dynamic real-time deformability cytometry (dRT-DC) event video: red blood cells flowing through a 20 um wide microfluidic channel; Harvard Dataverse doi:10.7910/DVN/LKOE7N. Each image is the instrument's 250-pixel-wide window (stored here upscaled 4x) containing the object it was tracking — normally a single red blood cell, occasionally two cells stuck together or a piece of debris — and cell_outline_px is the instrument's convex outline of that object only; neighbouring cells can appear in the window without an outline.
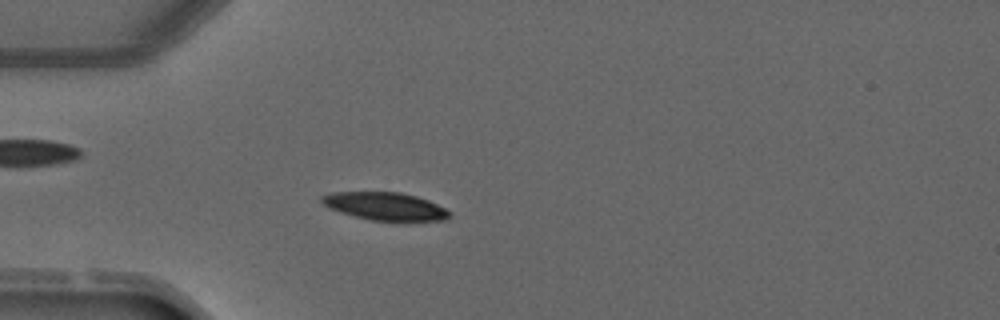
{"species": "common noctule bat (a hibernating species)", "species_latin": "Nyctalus noctula", "temperature_condition": "warm", "stored_images_in_passage": 2, "camera_frame_rate_fps": 3000, "um_per_image_px": 0.085, "animal": {"sex": "male", "forearm_length_mm": 52.5}, "frame": {"image": 1, "passage_image": 2, "time_ms": 1.333, "image_size_px": [1000, 320], "cell_outline_px": [[452, 216], [448, 220], [372, 220], [356, 216], [332, 208], [324, 204], [320, 200], [320, 196], [332, 192], [400, 192], [416, 196], [428, 200], [452, 212]], "centroid_in_image_um": [32.79, 17.52], "position_along_channel_um": 52.2, "area_um2": 20.35}}